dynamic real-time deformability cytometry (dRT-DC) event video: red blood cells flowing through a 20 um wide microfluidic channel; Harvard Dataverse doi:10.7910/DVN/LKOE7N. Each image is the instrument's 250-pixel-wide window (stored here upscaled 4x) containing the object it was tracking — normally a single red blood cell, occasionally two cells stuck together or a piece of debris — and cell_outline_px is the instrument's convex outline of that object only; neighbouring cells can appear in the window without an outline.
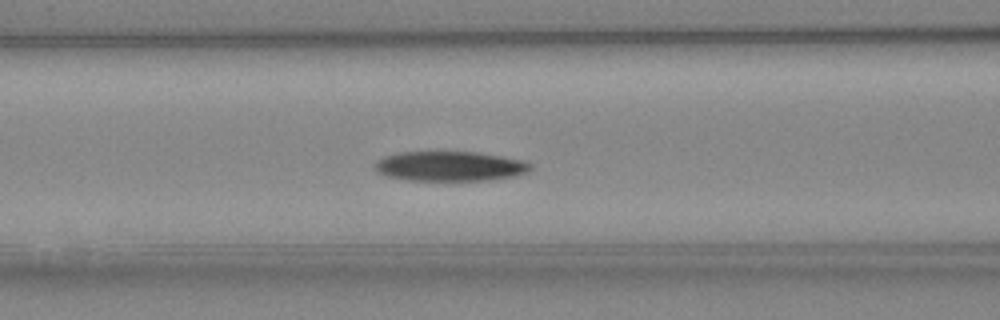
{"species": "Egyptian fruit bat (a non-hibernating species)", "species_latin": "Rousettus aegyptiacus", "temperature_condition": "cold", "stored_images_in_passage": 29, "camera_frame_rate_fps": 3000, "um_per_image_px": 0.085, "animal": {"sex": "female"}, "frame": {"image": 1, "passage_image": 5, "time_ms": 1.333, "image_size_px": [1000, 320], "cell_outline_px": [[532, 168], [528, 172], [512, 176], [488, 180], [408, 180], [384, 176], [376, 172], [376, 160], [384, 156], [396, 152], [428, 148], [436, 148], [476, 152], [524, 160], [532, 164]], "centroid_in_image_um": [38.16, 14.06], "position_along_channel_um": 128.4, "area_um2": 28.32}}
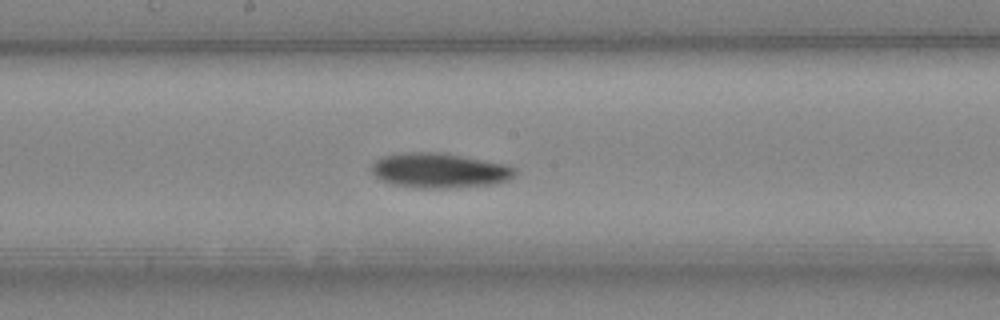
{"frame": {"image": 2, "passage_image": 11, "time_ms": 3.333, "image_size_px": [1000, 320], "cell_outline_px": [[516, 172], [508, 180], [496, 184], [460, 188], [416, 188], [396, 184], [380, 180], [372, 172], [372, 164], [376, 160], [384, 156], [400, 152], [440, 152], [504, 164], [516, 168]], "centroid_in_image_um": [37.35, 14.5], "position_along_channel_um": 210.8, "area_um2": 29.19}}
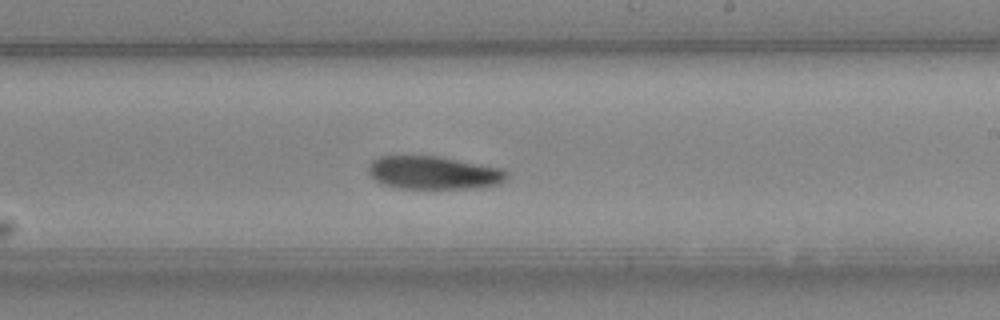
{"frame": {"image": 3, "passage_image": 14, "time_ms": 4.333, "image_size_px": [1000, 320], "cell_outline_px": [[508, 176], [500, 184], [476, 188], [396, 188], [380, 184], [368, 172], [368, 164], [372, 160], [380, 156], [440, 156], [504, 168], [508, 172]], "centroid_in_image_um": [36.87, 14.68], "position_along_channel_um": 252.1, "area_um2": 26.99}}